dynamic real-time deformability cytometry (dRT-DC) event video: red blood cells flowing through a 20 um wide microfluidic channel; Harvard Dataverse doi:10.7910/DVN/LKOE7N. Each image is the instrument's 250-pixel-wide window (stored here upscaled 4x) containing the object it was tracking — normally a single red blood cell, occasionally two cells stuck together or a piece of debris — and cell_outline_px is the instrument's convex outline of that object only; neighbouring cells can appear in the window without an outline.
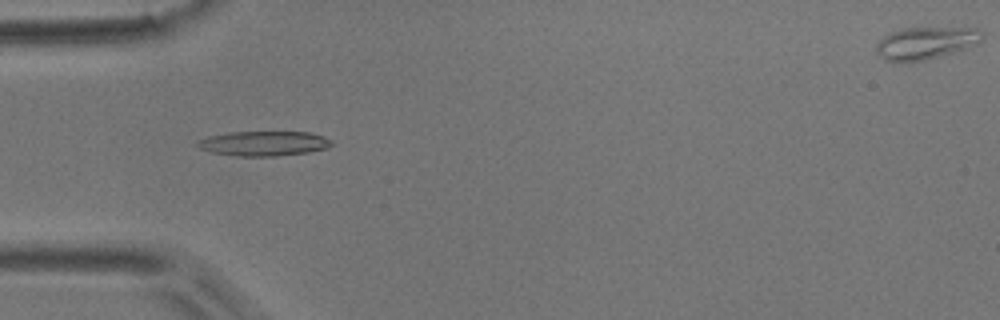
{"species": "common noctule bat (a hibernating species)", "species_latin": "Nyctalus noctula", "temperature_condition": "room temperature", "stored_images_in_passage": 45, "camera_frame_rate_fps": 3000, "um_per_image_px": 0.085, "animal": {"sex": "male", "body_mass_g": 17.9}, "frame": {"image": 1, "passage_image": 8, "time_ms": 2.333, "image_size_px": [1000, 320], "cell_outline_px": [[332, 144], [328, 148], [308, 152], [276, 156], [236, 156], [212, 152], [200, 148], [196, 144], [200, 140], [208, 136], [228, 132], [308, 132], [324, 136], [332, 140]], "centroid_in_image_um": [22.45, 12.19], "position_along_channel_um": 62.6, "area_um2": 19.31}}
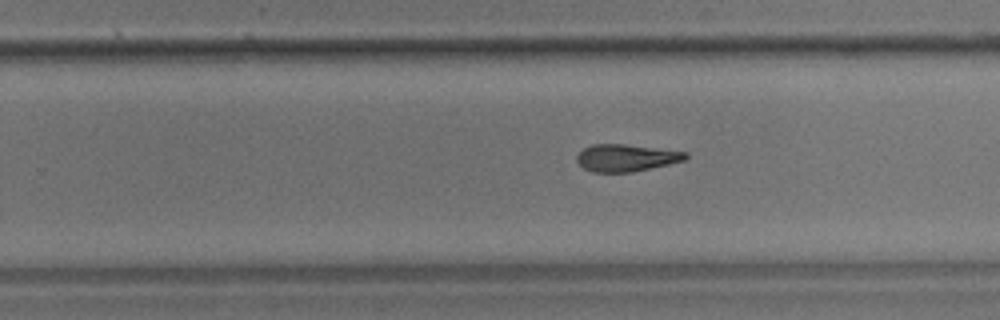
{"frame": {"image": 2, "passage_image": 25, "time_ms": 8.0, "image_size_px": [1000, 320], "cell_outline_px": [[688, 160], [632, 172], [592, 172], [584, 168], [576, 160], [576, 156], [584, 148], [592, 144], [624, 144], [688, 152]], "centroid_in_image_um": [53.25, 13.41], "position_along_channel_um": 276.6, "area_um2": 17.22}}
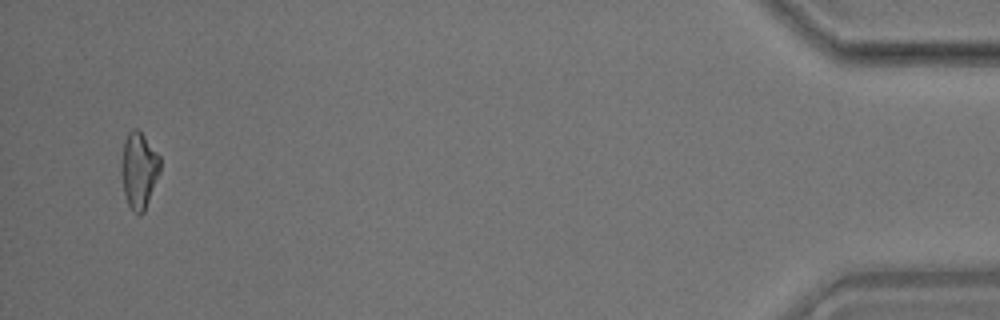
{"frame": {"image": 3, "passage_image": 43, "time_ms": 14.0, "image_size_px": [1000, 320], "cell_outline_px": [[160, 172], [144, 212], [136, 212], [128, 204], [124, 192], [120, 172], [120, 164], [124, 140], [128, 132], [132, 128], [136, 128], [144, 136], [160, 156]], "centroid_in_image_um": [11.79, 14.42], "position_along_channel_um": 423.4, "area_um2": 17.17}, "authors_computed_cell_mechanics": {"area_um2": 17.8024, "velocity_mm_per_s": 3.7954, "shape_relaxation_time_tau1_ms": null, "shape_relaxation_time_tau2_ms": 6.5758, "deformation_change_tau1": null, "deformation_change_tau2": 0.1869}}